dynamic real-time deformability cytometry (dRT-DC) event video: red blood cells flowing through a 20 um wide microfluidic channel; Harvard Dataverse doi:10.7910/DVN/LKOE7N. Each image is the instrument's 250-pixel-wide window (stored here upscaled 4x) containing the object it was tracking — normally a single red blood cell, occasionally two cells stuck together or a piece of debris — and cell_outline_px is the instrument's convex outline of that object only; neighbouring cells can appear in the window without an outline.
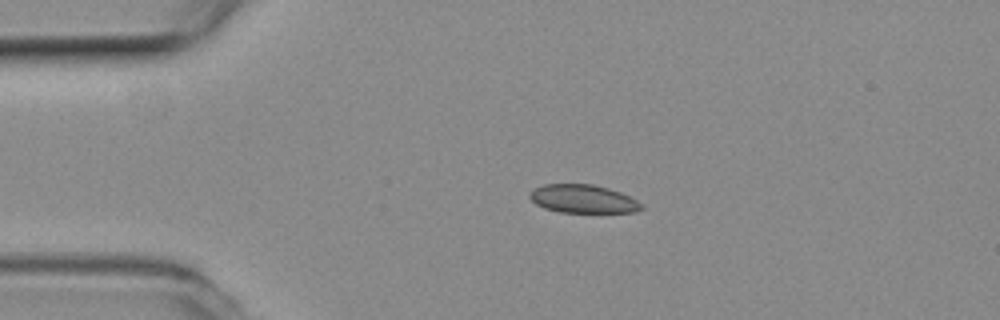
{"species": "common noctule bat (a hibernating species)", "species_latin": "Nyctalus noctula", "temperature_condition": "room temperature", "stored_images_in_passage": 5, "camera_frame_rate_fps": 3000, "um_per_image_px": 0.085, "animal": {"sex": "female", "body_mass_g": 19.3, "forearm_length_mm": 54.1}, "frame": {"image": 1, "passage_image": 3, "time_ms": 0.667, "image_size_px": [1000, 320], "cell_outline_px": [[644, 208], [636, 212], [560, 212], [544, 208], [536, 204], [528, 196], [528, 192], [544, 184], [592, 184], [608, 188], [620, 192], [644, 204]], "centroid_in_image_um": [49.56, 16.9], "position_along_channel_um": 35.4, "area_um2": 18.44}}
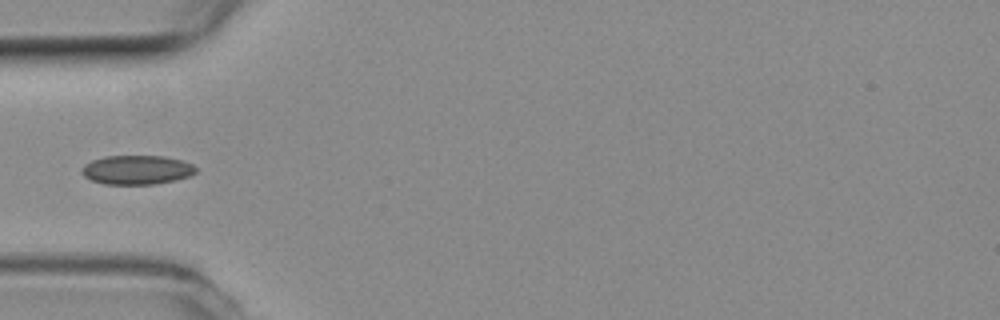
{"frame": {"image": 2, "passage_image": 5, "time_ms": 1.333, "image_size_px": [1000, 320], "cell_outline_px": [[196, 172], [188, 176], [176, 180], [152, 184], [104, 184], [92, 180], [84, 176], [80, 172], [80, 168], [84, 164], [92, 160], [104, 156], [164, 156], [180, 160], [192, 164], [196, 168]], "centroid_in_image_um": [11.59, 14.43], "position_along_channel_um": 73.4, "area_um2": 19.36}}